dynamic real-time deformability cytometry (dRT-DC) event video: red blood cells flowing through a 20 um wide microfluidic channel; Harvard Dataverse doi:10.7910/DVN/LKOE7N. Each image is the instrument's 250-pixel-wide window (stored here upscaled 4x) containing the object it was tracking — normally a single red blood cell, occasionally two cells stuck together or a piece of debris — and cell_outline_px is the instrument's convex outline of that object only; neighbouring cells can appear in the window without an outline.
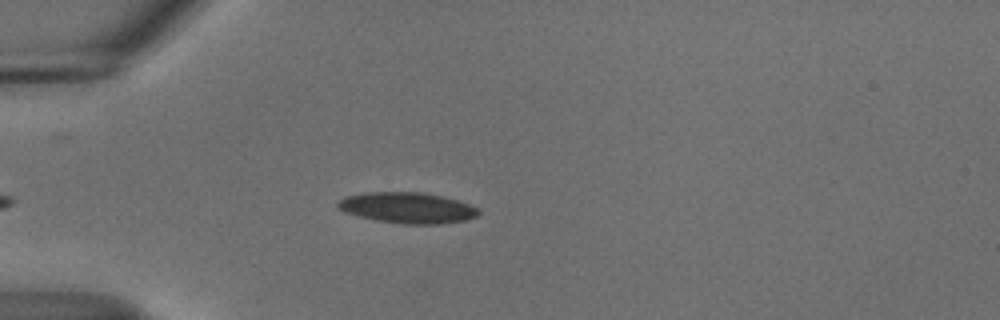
{"species": "common noctule bat (a hibernating species)", "species_latin": "Nyctalus noctula", "temperature_condition": "cold", "stored_images_in_passage": 40, "camera_frame_rate_fps": 3000, "um_per_image_px": 0.085, "animal": {"sex": "male", "body_mass_g": 18.8}, "frame": {"image": 1, "passage_image": 4, "time_ms": 1.0, "image_size_px": [1000, 320], "cell_outline_px": [[480, 212], [476, 216], [468, 220], [436, 224], [404, 224], [376, 220], [344, 212], [336, 208], [336, 204], [344, 196], [368, 192], [420, 192], [440, 196], [456, 200], [468, 204], [476, 208]], "centroid_in_image_um": [34.59, 17.66], "position_along_channel_um": 50.4, "area_um2": 25.14}}
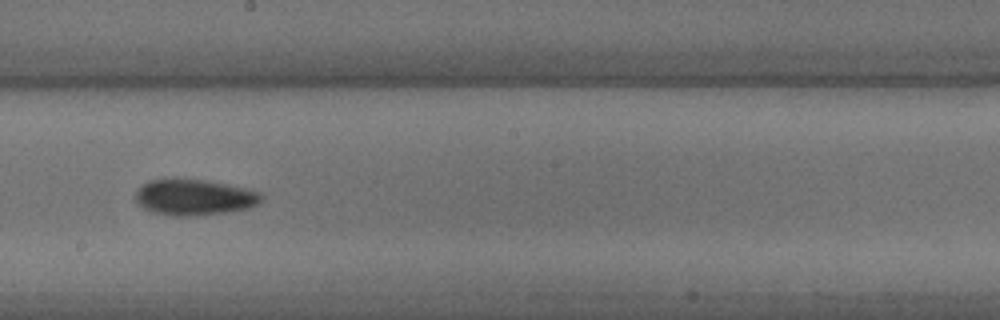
{"frame": {"image": 2, "passage_image": 20, "time_ms": 6.333, "image_size_px": [1000, 320], "cell_outline_px": [[264, 196], [252, 208], [196, 216], [172, 216], [152, 212], [136, 204], [136, 192], [148, 180], [208, 180], [248, 188], [260, 192]], "centroid_in_image_um": [16.54, 16.78], "position_along_channel_um": 231.7, "area_um2": 26.3}}
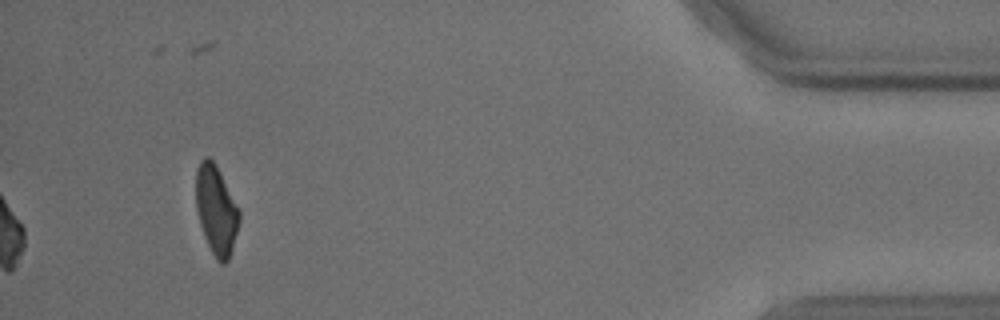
{"frame": {"image": 3, "passage_image": 40, "time_ms": 13.0, "image_size_px": [1000, 320], "cell_outline_px": [[240, 220], [232, 248], [228, 260], [224, 264], [220, 264], [216, 260], [204, 236], [196, 212], [196, 168], [200, 160], [204, 156], [208, 156], [216, 164], [240, 212]], "centroid_in_image_um": [18.36, 17.83], "position_along_channel_um": 416.8, "area_um2": 22.43}, "authors_computed_cell_mechanics": {"area_um2": 24.854, "velocity_mm_per_s": 3.6927, "shape_relaxation_time_tau1_ms": 4.7644, "shape_relaxation_time_tau2_ms": null, "deformation_change_tau1": 0.1331, "deformation_change_tau2": null}}